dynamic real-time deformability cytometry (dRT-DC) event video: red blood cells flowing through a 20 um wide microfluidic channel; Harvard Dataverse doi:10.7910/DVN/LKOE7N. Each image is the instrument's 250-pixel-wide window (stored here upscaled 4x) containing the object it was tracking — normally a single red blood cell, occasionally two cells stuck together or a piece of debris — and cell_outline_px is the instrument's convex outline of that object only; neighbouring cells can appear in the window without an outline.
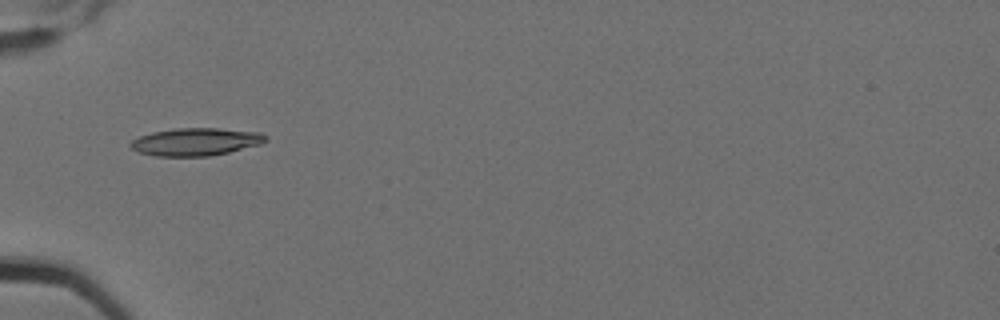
{"species": "Egyptian fruit bat (a non-hibernating species)", "species_latin": "Rousettus aegyptiacus", "temperature_condition": "cold", "stored_images_in_passage": 15, "camera_frame_rate_fps": 3000, "um_per_image_px": 0.085, "animal": {"sex": "female"}, "frame": {"image": 1, "passage_image": 5, "time_ms": 1.333, "image_size_px": [1000, 320], "cell_outline_px": [[268, 140], [260, 144], [228, 152], [208, 156], [156, 156], [136, 152], [128, 144], [132, 140], [140, 136], [152, 132], [176, 128], [216, 128], [260, 132], [268, 136]], "centroid_in_image_um": [16.63, 12.05], "position_along_channel_um": 68.4, "area_um2": 21.79}}
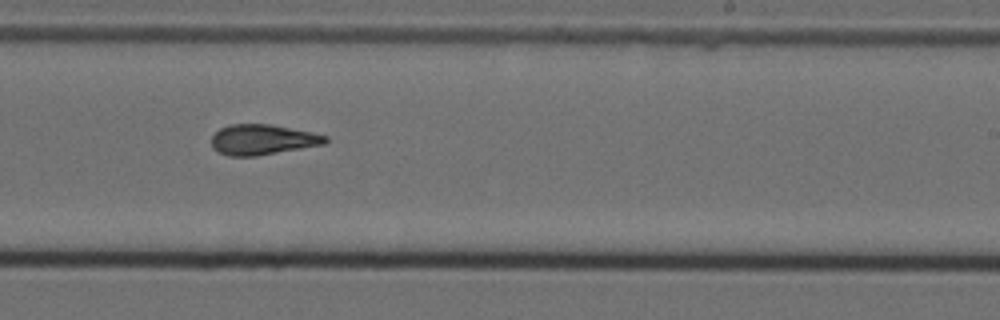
{"frame": {"image": 2, "passage_image": 10, "time_ms": 3.0, "image_size_px": [1000, 320], "cell_outline_px": [[328, 144], [256, 156], [228, 156], [212, 148], [212, 136], [220, 128], [228, 124], [268, 124], [312, 132], [328, 136]], "centroid_in_image_um": [22.34, 11.87], "position_along_channel_um": 266.7, "area_um2": 20.23}}
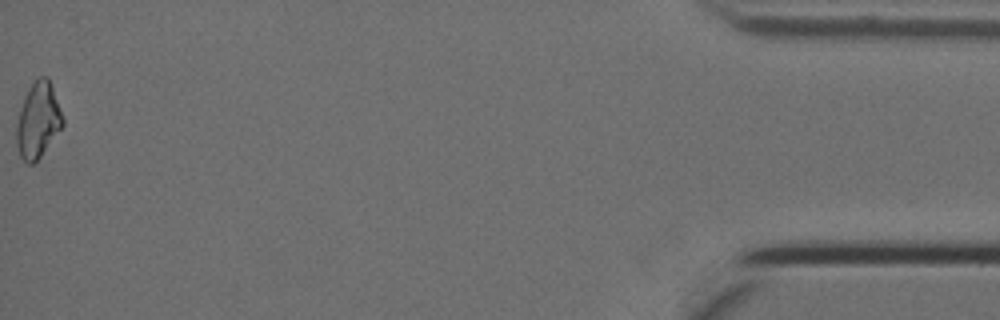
{"frame": {"image": 3, "passage_image": 15, "time_ms": 4.667, "image_size_px": [1000, 320], "cell_outline_px": [[64, 124], [40, 156], [32, 164], [28, 164], [20, 156], [16, 148], [16, 124], [20, 108], [24, 96], [28, 88], [40, 76], [48, 76], [64, 120]], "centroid_in_image_um": [3.2, 10.22], "position_along_channel_um": 432.0, "area_um2": 20.11}}